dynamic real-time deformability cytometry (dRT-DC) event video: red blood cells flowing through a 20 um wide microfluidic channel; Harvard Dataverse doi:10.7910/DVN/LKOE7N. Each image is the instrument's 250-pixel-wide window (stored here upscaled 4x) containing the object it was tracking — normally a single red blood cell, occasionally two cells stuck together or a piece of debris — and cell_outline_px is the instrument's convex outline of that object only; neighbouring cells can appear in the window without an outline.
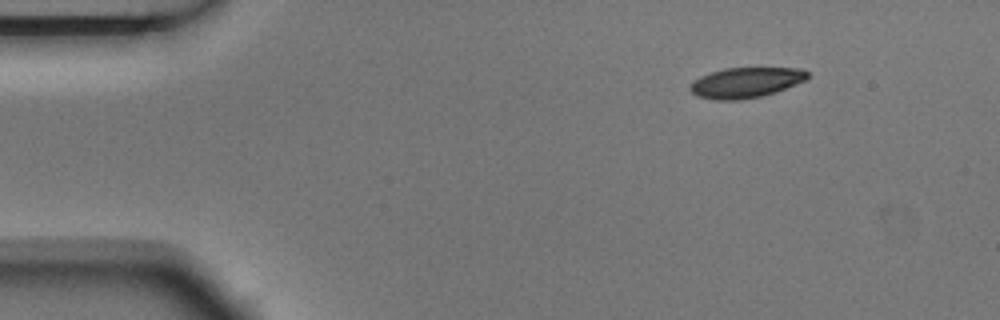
{"species": "Egyptian fruit bat (a non-hibernating species)", "species_latin": "Rousettus aegyptiacus", "temperature_condition": "room temperature", "stored_images_in_passage": 6, "camera_frame_rate_fps": 3000, "um_per_image_px": 0.085, "animal": {"sex": "male"}, "frame": {"image": 1, "passage_image": 1, "time_ms": 0.0, "image_size_px": [1000, 320], "cell_outline_px": [[808, 76], [804, 80], [776, 92], [760, 96], [736, 100], [716, 100], [696, 96], [688, 88], [688, 84], [692, 80], [700, 76], [724, 68], [800, 68], [808, 72]], "centroid_in_image_um": [63.32, 7.02], "position_along_channel_um": 21.7, "area_um2": 20.69}}
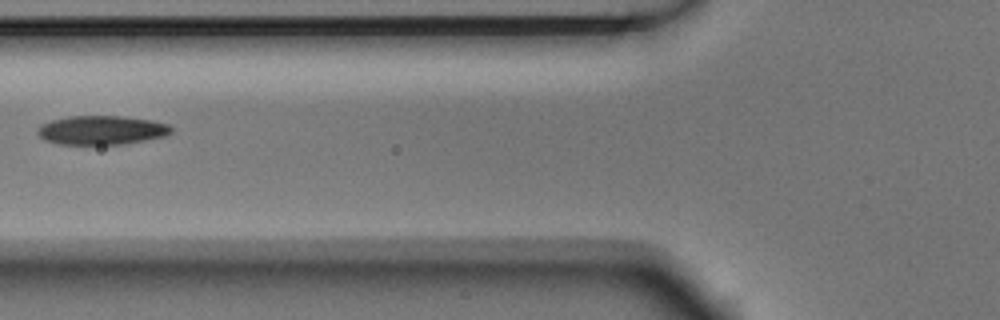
{"frame": {"image": 2, "passage_image": 5, "time_ms": 1.333, "image_size_px": [1000, 320], "cell_outline_px": [[172, 132], [168, 136], [120, 144], [60, 144], [44, 140], [36, 132], [36, 128], [40, 124], [52, 120], [68, 116], [124, 116], [152, 120], [168, 124], [172, 128]], "centroid_in_image_um": [8.63, 11.05], "position_along_channel_um": 117.2, "area_um2": 22.72}}
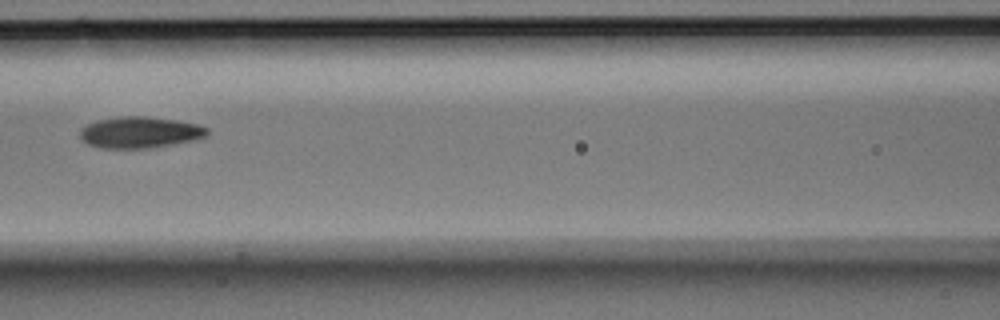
{"frame": {"image": 3, "passage_image": 6, "time_ms": 1.667, "image_size_px": [1000, 320], "cell_outline_px": [[208, 132], [204, 136], [192, 140], [172, 144], [148, 148], [100, 148], [88, 144], [80, 136], [80, 128], [96, 120], [120, 116], [144, 116], [176, 120], [200, 124], [208, 128]], "centroid_in_image_um": [11.87, 11.24], "position_along_channel_um": 154.7, "area_um2": 23.12}}